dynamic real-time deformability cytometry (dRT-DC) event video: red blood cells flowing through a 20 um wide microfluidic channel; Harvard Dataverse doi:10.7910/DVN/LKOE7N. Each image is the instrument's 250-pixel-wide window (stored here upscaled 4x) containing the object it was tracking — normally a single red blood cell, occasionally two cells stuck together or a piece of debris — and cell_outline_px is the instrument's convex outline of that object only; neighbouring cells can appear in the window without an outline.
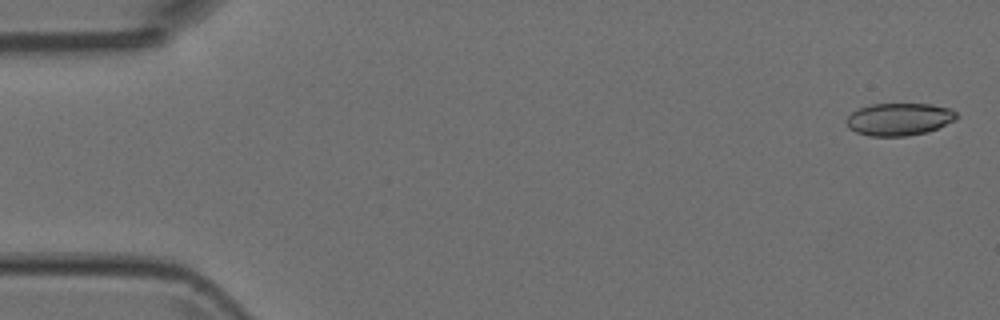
{"species": "Egyptian fruit bat (a non-hibernating species)", "species_latin": "Rousettus aegyptiacus", "temperature_condition": "room temperature", "stored_images_in_passage": 5, "camera_frame_rate_fps": 3000, "um_per_image_px": 0.085, "animal": {"sex": "female"}, "frame": {"image": 1, "passage_image": 1, "time_ms": 0.0, "image_size_px": [1000, 320], "cell_outline_px": [[956, 120], [928, 132], [908, 136], [868, 136], [856, 132], [848, 128], [844, 120], [852, 112], [860, 108], [872, 104], [928, 104], [952, 108], [956, 112]], "centroid_in_image_um": [76.42, 10.14], "position_along_channel_um": 8.6, "area_um2": 20.98}}
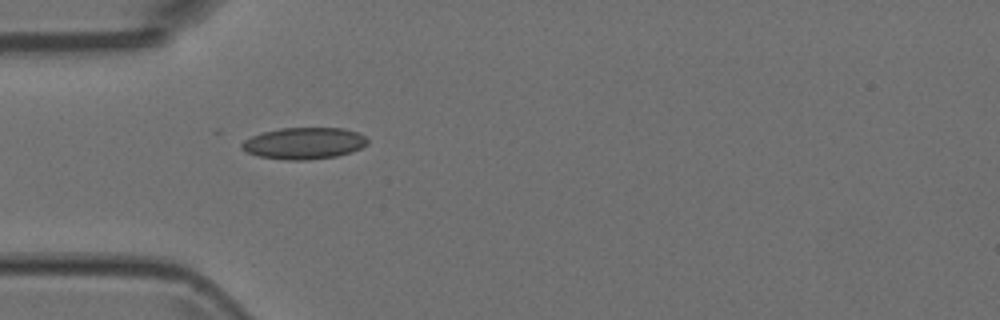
{"frame": {"image": 2, "passage_image": 5, "time_ms": 1.333, "image_size_px": [1000, 320], "cell_outline_px": [[368, 144], [352, 152], [336, 156], [308, 160], [284, 160], [256, 156], [240, 148], [240, 144], [244, 140], [252, 136], [264, 132], [280, 128], [344, 128], [356, 132], [364, 136], [368, 140]], "centroid_in_image_um": [25.83, 12.19], "position_along_channel_um": 59.2, "area_um2": 23.24}}